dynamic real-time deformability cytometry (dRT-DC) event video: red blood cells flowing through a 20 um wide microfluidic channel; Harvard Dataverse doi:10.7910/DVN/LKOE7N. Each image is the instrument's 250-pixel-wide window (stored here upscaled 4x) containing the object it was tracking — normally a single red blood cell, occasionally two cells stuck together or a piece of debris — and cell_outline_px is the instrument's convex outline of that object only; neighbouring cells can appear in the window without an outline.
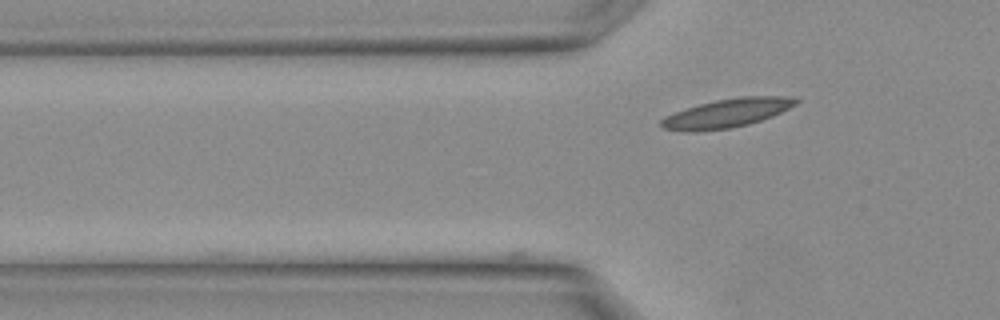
{"species": "Egyptian fruit bat (a non-hibernating species)", "species_latin": "Rousettus aegyptiacus", "temperature_condition": "warm", "stored_images_in_passage": 2, "camera_frame_rate_fps": 3000, "um_per_image_px": 0.085, "animal": {"sex": "female"}, "frame": {"image": 1, "passage_image": 2, "time_ms": 0.333, "image_size_px": [1000, 320], "cell_outline_px": [[800, 100], [796, 104], [772, 116], [748, 124], [732, 128], [700, 132], [680, 132], [664, 128], [660, 124], [660, 120], [664, 116], [700, 104], [716, 100], [740, 96], [788, 96]], "centroid_in_image_um": [61.76, 9.63], "position_along_channel_um": 64.0, "area_um2": 22.6}}